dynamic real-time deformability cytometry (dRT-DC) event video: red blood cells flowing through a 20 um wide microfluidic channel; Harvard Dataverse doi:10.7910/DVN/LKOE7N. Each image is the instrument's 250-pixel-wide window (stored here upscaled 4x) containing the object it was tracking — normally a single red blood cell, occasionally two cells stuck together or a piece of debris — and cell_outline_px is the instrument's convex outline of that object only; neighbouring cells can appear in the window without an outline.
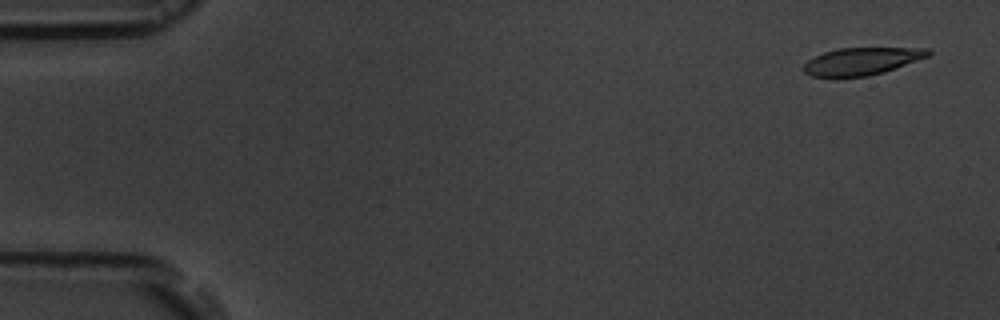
{"species": "common noctule bat (a hibernating species)", "species_latin": "Nyctalus noctula", "temperature_condition": "room temperature", "stored_images_in_passage": 5, "camera_frame_rate_fps": 3000, "um_per_image_px": 0.085, "animal": {"sex": "male", "body_mass_g": 19.5, "forearm_length_mm": 54.6}, "frame": {"image": 1, "passage_image": 1, "time_ms": 0.0, "image_size_px": [1000, 320], "cell_outline_px": [[932, 52], [928, 56], [884, 72], [868, 76], [812, 76], [804, 72], [804, 64], [808, 60], [824, 52], [836, 48], [928, 48]], "centroid_in_image_um": [73.25, 5.19], "position_along_channel_um": 11.7, "area_um2": 19.54}}
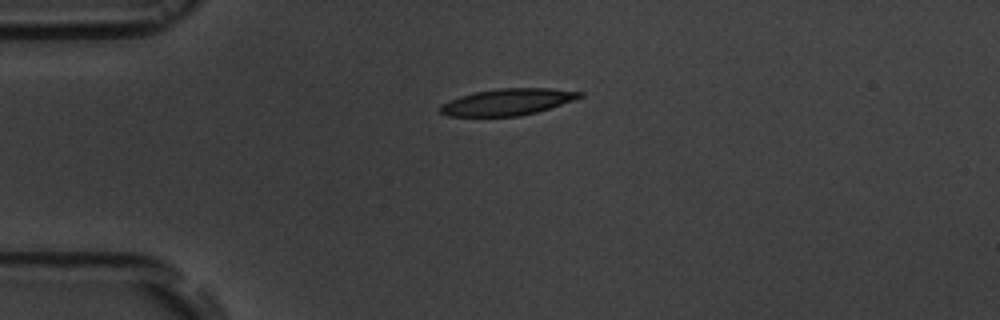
{"frame": {"image": 2, "passage_image": 4, "time_ms": 3.667, "image_size_px": [1000, 320], "cell_outline_px": [[584, 96], [536, 112], [520, 116], [448, 116], [440, 112], [440, 104], [460, 96], [476, 92], [500, 88], [548, 88], [584, 92]], "centroid_in_image_um": [43.12, 8.66], "position_along_channel_um": 41.9, "area_um2": 21.33}}